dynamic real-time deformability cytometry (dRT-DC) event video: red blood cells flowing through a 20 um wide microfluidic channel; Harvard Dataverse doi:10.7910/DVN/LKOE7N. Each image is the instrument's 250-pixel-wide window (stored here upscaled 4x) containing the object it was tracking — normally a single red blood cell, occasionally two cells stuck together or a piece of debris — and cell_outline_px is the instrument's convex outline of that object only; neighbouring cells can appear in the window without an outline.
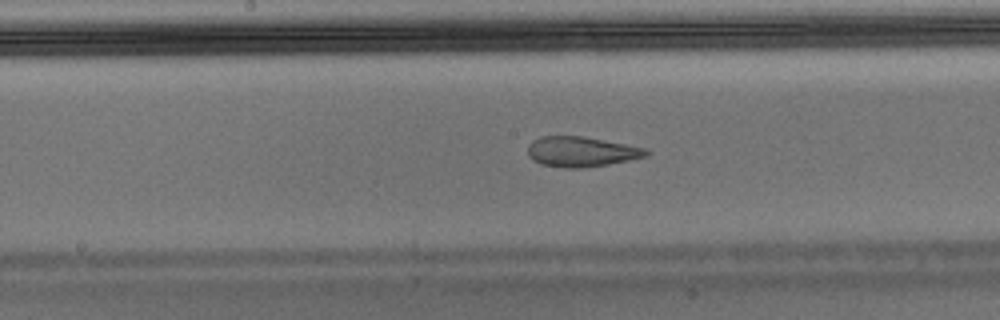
{"species": "Egyptian fruit bat (a non-hibernating species)", "species_latin": "Rousettus aegyptiacus", "temperature_condition": "warm", "stored_images_in_passage": 31, "camera_frame_rate_fps": 3000, "um_per_image_px": 0.085, "animal": {"sex": "male"}, "frame": {"image": 1, "passage_image": 18, "time_ms": 5.667, "image_size_px": [1000, 320], "cell_outline_px": [[648, 152], [644, 156], [628, 160], [608, 164], [580, 168], [564, 168], [540, 164], [532, 160], [528, 156], [528, 144], [532, 140], [540, 136], [584, 136], [644, 148]], "centroid_in_image_um": [49.31, 12.89], "position_along_channel_um": 198.9, "area_um2": 20.63}}
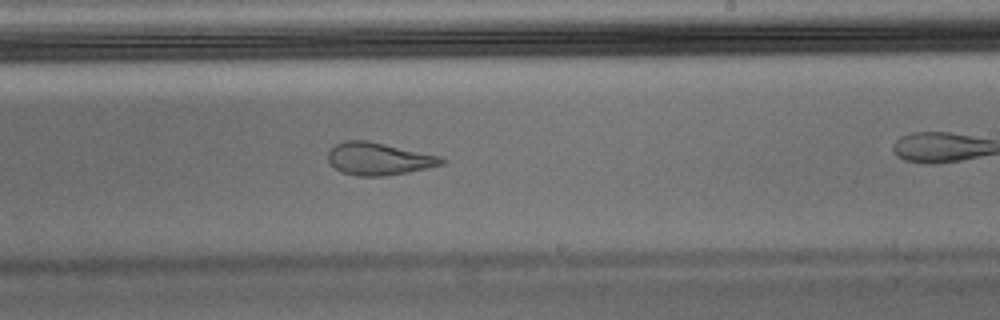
{"frame": {"image": 2, "passage_image": 22, "time_ms": 7.0, "image_size_px": [1000, 320], "cell_outline_px": [[448, 160], [444, 164], [428, 168], [408, 172], [384, 176], [356, 176], [340, 172], [328, 160], [328, 152], [336, 144], [344, 140], [364, 140], [384, 144], [440, 156]], "centroid_in_image_um": [32.2, 13.51], "position_along_channel_um": 256.8, "area_um2": 21.39}}